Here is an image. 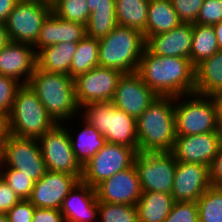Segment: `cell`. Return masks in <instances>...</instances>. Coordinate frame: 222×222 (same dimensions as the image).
Segmentation results:
<instances>
[{"label":"cell","mask_w":222,"mask_h":222,"mask_svg":"<svg viewBox=\"0 0 222 222\" xmlns=\"http://www.w3.org/2000/svg\"><path fill=\"white\" fill-rule=\"evenodd\" d=\"M79 181L77 176L46 170L45 175L35 182L28 200L36 208L60 210L64 198Z\"/></svg>","instance_id":"18"},{"label":"cell","mask_w":222,"mask_h":222,"mask_svg":"<svg viewBox=\"0 0 222 222\" xmlns=\"http://www.w3.org/2000/svg\"><path fill=\"white\" fill-rule=\"evenodd\" d=\"M5 139H0V166L2 165V154H3V141Z\"/></svg>","instance_id":"49"},{"label":"cell","mask_w":222,"mask_h":222,"mask_svg":"<svg viewBox=\"0 0 222 222\" xmlns=\"http://www.w3.org/2000/svg\"><path fill=\"white\" fill-rule=\"evenodd\" d=\"M32 1H38L52 6L55 0H32Z\"/></svg>","instance_id":"50"},{"label":"cell","mask_w":222,"mask_h":222,"mask_svg":"<svg viewBox=\"0 0 222 222\" xmlns=\"http://www.w3.org/2000/svg\"><path fill=\"white\" fill-rule=\"evenodd\" d=\"M171 194L159 192H142L136 207L138 222H164L174 204Z\"/></svg>","instance_id":"27"},{"label":"cell","mask_w":222,"mask_h":222,"mask_svg":"<svg viewBox=\"0 0 222 222\" xmlns=\"http://www.w3.org/2000/svg\"><path fill=\"white\" fill-rule=\"evenodd\" d=\"M134 165L138 171L142 192L171 194L177 165L171 152H138Z\"/></svg>","instance_id":"10"},{"label":"cell","mask_w":222,"mask_h":222,"mask_svg":"<svg viewBox=\"0 0 222 222\" xmlns=\"http://www.w3.org/2000/svg\"><path fill=\"white\" fill-rule=\"evenodd\" d=\"M95 190L98 201L110 204L136 205L142 195L138 171L134 164L105 179Z\"/></svg>","instance_id":"16"},{"label":"cell","mask_w":222,"mask_h":222,"mask_svg":"<svg viewBox=\"0 0 222 222\" xmlns=\"http://www.w3.org/2000/svg\"><path fill=\"white\" fill-rule=\"evenodd\" d=\"M28 85L36 92L48 114L57 124L72 119L80 112L74 79L70 75L50 73L36 67Z\"/></svg>","instance_id":"3"},{"label":"cell","mask_w":222,"mask_h":222,"mask_svg":"<svg viewBox=\"0 0 222 222\" xmlns=\"http://www.w3.org/2000/svg\"><path fill=\"white\" fill-rule=\"evenodd\" d=\"M222 21V0H204L194 24L214 25Z\"/></svg>","instance_id":"39"},{"label":"cell","mask_w":222,"mask_h":222,"mask_svg":"<svg viewBox=\"0 0 222 222\" xmlns=\"http://www.w3.org/2000/svg\"><path fill=\"white\" fill-rule=\"evenodd\" d=\"M32 222H65V220L58 209L35 208Z\"/></svg>","instance_id":"42"},{"label":"cell","mask_w":222,"mask_h":222,"mask_svg":"<svg viewBox=\"0 0 222 222\" xmlns=\"http://www.w3.org/2000/svg\"><path fill=\"white\" fill-rule=\"evenodd\" d=\"M122 74L113 68L97 66L74 78L79 107L94 102H110Z\"/></svg>","instance_id":"13"},{"label":"cell","mask_w":222,"mask_h":222,"mask_svg":"<svg viewBox=\"0 0 222 222\" xmlns=\"http://www.w3.org/2000/svg\"><path fill=\"white\" fill-rule=\"evenodd\" d=\"M174 102L175 97L158 96L136 119L138 152L172 151L176 139Z\"/></svg>","instance_id":"2"},{"label":"cell","mask_w":222,"mask_h":222,"mask_svg":"<svg viewBox=\"0 0 222 222\" xmlns=\"http://www.w3.org/2000/svg\"><path fill=\"white\" fill-rule=\"evenodd\" d=\"M67 130L59 123L38 139L42 157L47 170L74 175L81 180L83 167L76 159Z\"/></svg>","instance_id":"9"},{"label":"cell","mask_w":222,"mask_h":222,"mask_svg":"<svg viewBox=\"0 0 222 222\" xmlns=\"http://www.w3.org/2000/svg\"><path fill=\"white\" fill-rule=\"evenodd\" d=\"M35 206L28 200H20L7 213L9 222H32Z\"/></svg>","instance_id":"40"},{"label":"cell","mask_w":222,"mask_h":222,"mask_svg":"<svg viewBox=\"0 0 222 222\" xmlns=\"http://www.w3.org/2000/svg\"><path fill=\"white\" fill-rule=\"evenodd\" d=\"M192 36L193 24L182 23L169 32L150 36L146 40V49L156 56L190 59Z\"/></svg>","instance_id":"20"},{"label":"cell","mask_w":222,"mask_h":222,"mask_svg":"<svg viewBox=\"0 0 222 222\" xmlns=\"http://www.w3.org/2000/svg\"><path fill=\"white\" fill-rule=\"evenodd\" d=\"M146 49V39L140 31L117 25L106 37L99 39V66L122 73L137 72Z\"/></svg>","instance_id":"4"},{"label":"cell","mask_w":222,"mask_h":222,"mask_svg":"<svg viewBox=\"0 0 222 222\" xmlns=\"http://www.w3.org/2000/svg\"><path fill=\"white\" fill-rule=\"evenodd\" d=\"M21 199L0 176V214H6Z\"/></svg>","instance_id":"41"},{"label":"cell","mask_w":222,"mask_h":222,"mask_svg":"<svg viewBox=\"0 0 222 222\" xmlns=\"http://www.w3.org/2000/svg\"><path fill=\"white\" fill-rule=\"evenodd\" d=\"M78 42H66L41 49L36 54L37 68L50 73L70 75L71 61Z\"/></svg>","instance_id":"25"},{"label":"cell","mask_w":222,"mask_h":222,"mask_svg":"<svg viewBox=\"0 0 222 222\" xmlns=\"http://www.w3.org/2000/svg\"><path fill=\"white\" fill-rule=\"evenodd\" d=\"M182 23L173 8L171 0H150L147 14L146 40L150 36L169 32Z\"/></svg>","instance_id":"26"},{"label":"cell","mask_w":222,"mask_h":222,"mask_svg":"<svg viewBox=\"0 0 222 222\" xmlns=\"http://www.w3.org/2000/svg\"><path fill=\"white\" fill-rule=\"evenodd\" d=\"M221 146V132L176 136L171 153L179 162L199 163L210 168Z\"/></svg>","instance_id":"15"},{"label":"cell","mask_w":222,"mask_h":222,"mask_svg":"<svg viewBox=\"0 0 222 222\" xmlns=\"http://www.w3.org/2000/svg\"><path fill=\"white\" fill-rule=\"evenodd\" d=\"M137 73L157 96L178 97L195 93V67L190 59L156 56L145 49Z\"/></svg>","instance_id":"1"},{"label":"cell","mask_w":222,"mask_h":222,"mask_svg":"<svg viewBox=\"0 0 222 222\" xmlns=\"http://www.w3.org/2000/svg\"><path fill=\"white\" fill-rule=\"evenodd\" d=\"M222 92V50L195 67V93L213 96Z\"/></svg>","instance_id":"24"},{"label":"cell","mask_w":222,"mask_h":222,"mask_svg":"<svg viewBox=\"0 0 222 222\" xmlns=\"http://www.w3.org/2000/svg\"><path fill=\"white\" fill-rule=\"evenodd\" d=\"M87 0H55L52 5V12L66 21L87 25L90 10Z\"/></svg>","instance_id":"33"},{"label":"cell","mask_w":222,"mask_h":222,"mask_svg":"<svg viewBox=\"0 0 222 222\" xmlns=\"http://www.w3.org/2000/svg\"><path fill=\"white\" fill-rule=\"evenodd\" d=\"M65 222H92L98 218L96 190L81 180L64 198L61 208Z\"/></svg>","instance_id":"21"},{"label":"cell","mask_w":222,"mask_h":222,"mask_svg":"<svg viewBox=\"0 0 222 222\" xmlns=\"http://www.w3.org/2000/svg\"><path fill=\"white\" fill-rule=\"evenodd\" d=\"M10 42L6 25L3 22H0V49L6 46Z\"/></svg>","instance_id":"46"},{"label":"cell","mask_w":222,"mask_h":222,"mask_svg":"<svg viewBox=\"0 0 222 222\" xmlns=\"http://www.w3.org/2000/svg\"><path fill=\"white\" fill-rule=\"evenodd\" d=\"M0 222H9L8 216L6 214H0Z\"/></svg>","instance_id":"51"},{"label":"cell","mask_w":222,"mask_h":222,"mask_svg":"<svg viewBox=\"0 0 222 222\" xmlns=\"http://www.w3.org/2000/svg\"><path fill=\"white\" fill-rule=\"evenodd\" d=\"M212 98L216 106L218 128L219 131L222 133V92L213 95Z\"/></svg>","instance_id":"45"},{"label":"cell","mask_w":222,"mask_h":222,"mask_svg":"<svg viewBox=\"0 0 222 222\" xmlns=\"http://www.w3.org/2000/svg\"><path fill=\"white\" fill-rule=\"evenodd\" d=\"M199 222H222V187L210 186L197 200Z\"/></svg>","instance_id":"32"},{"label":"cell","mask_w":222,"mask_h":222,"mask_svg":"<svg viewBox=\"0 0 222 222\" xmlns=\"http://www.w3.org/2000/svg\"><path fill=\"white\" fill-rule=\"evenodd\" d=\"M80 109H84L83 120L94 126L107 143L138 148L136 119L115 107L112 101L94 102Z\"/></svg>","instance_id":"6"},{"label":"cell","mask_w":222,"mask_h":222,"mask_svg":"<svg viewBox=\"0 0 222 222\" xmlns=\"http://www.w3.org/2000/svg\"><path fill=\"white\" fill-rule=\"evenodd\" d=\"M210 186L209 167L177 161L171 190L174 201L197 202Z\"/></svg>","instance_id":"17"},{"label":"cell","mask_w":222,"mask_h":222,"mask_svg":"<svg viewBox=\"0 0 222 222\" xmlns=\"http://www.w3.org/2000/svg\"><path fill=\"white\" fill-rule=\"evenodd\" d=\"M2 163L35 181L40 180L47 170L38 139L17 137L9 133L3 141Z\"/></svg>","instance_id":"12"},{"label":"cell","mask_w":222,"mask_h":222,"mask_svg":"<svg viewBox=\"0 0 222 222\" xmlns=\"http://www.w3.org/2000/svg\"><path fill=\"white\" fill-rule=\"evenodd\" d=\"M22 84L17 80L0 75V112L8 116L18 88Z\"/></svg>","instance_id":"37"},{"label":"cell","mask_w":222,"mask_h":222,"mask_svg":"<svg viewBox=\"0 0 222 222\" xmlns=\"http://www.w3.org/2000/svg\"><path fill=\"white\" fill-rule=\"evenodd\" d=\"M209 171L211 185L215 187H222V146L215 156Z\"/></svg>","instance_id":"43"},{"label":"cell","mask_w":222,"mask_h":222,"mask_svg":"<svg viewBox=\"0 0 222 222\" xmlns=\"http://www.w3.org/2000/svg\"><path fill=\"white\" fill-rule=\"evenodd\" d=\"M8 133L17 137L39 139L57 123L51 118L36 92L22 84L7 116Z\"/></svg>","instance_id":"5"},{"label":"cell","mask_w":222,"mask_h":222,"mask_svg":"<svg viewBox=\"0 0 222 222\" xmlns=\"http://www.w3.org/2000/svg\"><path fill=\"white\" fill-rule=\"evenodd\" d=\"M215 34L217 37V42L220 50H222V21L213 25Z\"/></svg>","instance_id":"48"},{"label":"cell","mask_w":222,"mask_h":222,"mask_svg":"<svg viewBox=\"0 0 222 222\" xmlns=\"http://www.w3.org/2000/svg\"><path fill=\"white\" fill-rule=\"evenodd\" d=\"M86 36V25L58 18L51 12L43 21L38 40L33 45L38 50L66 42H78Z\"/></svg>","instance_id":"22"},{"label":"cell","mask_w":222,"mask_h":222,"mask_svg":"<svg viewBox=\"0 0 222 222\" xmlns=\"http://www.w3.org/2000/svg\"><path fill=\"white\" fill-rule=\"evenodd\" d=\"M8 134L7 116L0 112V139H5Z\"/></svg>","instance_id":"47"},{"label":"cell","mask_w":222,"mask_h":222,"mask_svg":"<svg viewBox=\"0 0 222 222\" xmlns=\"http://www.w3.org/2000/svg\"><path fill=\"white\" fill-rule=\"evenodd\" d=\"M220 48L213 25L193 23V36L190 52V62L196 67L203 60L211 57Z\"/></svg>","instance_id":"30"},{"label":"cell","mask_w":222,"mask_h":222,"mask_svg":"<svg viewBox=\"0 0 222 222\" xmlns=\"http://www.w3.org/2000/svg\"><path fill=\"white\" fill-rule=\"evenodd\" d=\"M183 23H195L204 0H171Z\"/></svg>","instance_id":"38"},{"label":"cell","mask_w":222,"mask_h":222,"mask_svg":"<svg viewBox=\"0 0 222 222\" xmlns=\"http://www.w3.org/2000/svg\"><path fill=\"white\" fill-rule=\"evenodd\" d=\"M36 67L37 58L33 45L10 41L0 49V75L28 84Z\"/></svg>","instance_id":"19"},{"label":"cell","mask_w":222,"mask_h":222,"mask_svg":"<svg viewBox=\"0 0 222 222\" xmlns=\"http://www.w3.org/2000/svg\"><path fill=\"white\" fill-rule=\"evenodd\" d=\"M187 96L191 99L187 97V101L183 100L185 95L175 97L176 103L180 101L179 104L174 105L176 136L220 132L217 124L216 106L212 96L196 93Z\"/></svg>","instance_id":"7"},{"label":"cell","mask_w":222,"mask_h":222,"mask_svg":"<svg viewBox=\"0 0 222 222\" xmlns=\"http://www.w3.org/2000/svg\"><path fill=\"white\" fill-rule=\"evenodd\" d=\"M90 17L86 25V36L101 39L118 25L115 0H87Z\"/></svg>","instance_id":"23"},{"label":"cell","mask_w":222,"mask_h":222,"mask_svg":"<svg viewBox=\"0 0 222 222\" xmlns=\"http://www.w3.org/2000/svg\"><path fill=\"white\" fill-rule=\"evenodd\" d=\"M99 66V39L85 36L78 41L77 50L71 61L70 76L78 75Z\"/></svg>","instance_id":"31"},{"label":"cell","mask_w":222,"mask_h":222,"mask_svg":"<svg viewBox=\"0 0 222 222\" xmlns=\"http://www.w3.org/2000/svg\"><path fill=\"white\" fill-rule=\"evenodd\" d=\"M137 153L138 148L106 143L84 165L81 181L95 188L115 173L130 168L134 164Z\"/></svg>","instance_id":"8"},{"label":"cell","mask_w":222,"mask_h":222,"mask_svg":"<svg viewBox=\"0 0 222 222\" xmlns=\"http://www.w3.org/2000/svg\"><path fill=\"white\" fill-rule=\"evenodd\" d=\"M52 12V6L32 0H18L5 22L10 41L34 45L43 21Z\"/></svg>","instance_id":"11"},{"label":"cell","mask_w":222,"mask_h":222,"mask_svg":"<svg viewBox=\"0 0 222 222\" xmlns=\"http://www.w3.org/2000/svg\"><path fill=\"white\" fill-rule=\"evenodd\" d=\"M2 167H5L6 169L4 170ZM0 169L2 170H0V176L16 193V195L21 200L29 199L36 181L19 170H15L4 165H1Z\"/></svg>","instance_id":"35"},{"label":"cell","mask_w":222,"mask_h":222,"mask_svg":"<svg viewBox=\"0 0 222 222\" xmlns=\"http://www.w3.org/2000/svg\"><path fill=\"white\" fill-rule=\"evenodd\" d=\"M157 97L138 73L133 72L121 75L111 101L115 107L137 119Z\"/></svg>","instance_id":"14"},{"label":"cell","mask_w":222,"mask_h":222,"mask_svg":"<svg viewBox=\"0 0 222 222\" xmlns=\"http://www.w3.org/2000/svg\"><path fill=\"white\" fill-rule=\"evenodd\" d=\"M98 213L97 221L99 220V222H138L136 205L98 201Z\"/></svg>","instance_id":"34"},{"label":"cell","mask_w":222,"mask_h":222,"mask_svg":"<svg viewBox=\"0 0 222 222\" xmlns=\"http://www.w3.org/2000/svg\"><path fill=\"white\" fill-rule=\"evenodd\" d=\"M70 142L73 152L79 164L84 165L94 156L107 142L106 138L99 133L94 126L84 121L83 129L74 139V135L70 134ZM76 140V141H75Z\"/></svg>","instance_id":"29"},{"label":"cell","mask_w":222,"mask_h":222,"mask_svg":"<svg viewBox=\"0 0 222 222\" xmlns=\"http://www.w3.org/2000/svg\"><path fill=\"white\" fill-rule=\"evenodd\" d=\"M18 0H0V22L5 23Z\"/></svg>","instance_id":"44"},{"label":"cell","mask_w":222,"mask_h":222,"mask_svg":"<svg viewBox=\"0 0 222 222\" xmlns=\"http://www.w3.org/2000/svg\"><path fill=\"white\" fill-rule=\"evenodd\" d=\"M164 222H199L197 202L175 201Z\"/></svg>","instance_id":"36"},{"label":"cell","mask_w":222,"mask_h":222,"mask_svg":"<svg viewBox=\"0 0 222 222\" xmlns=\"http://www.w3.org/2000/svg\"><path fill=\"white\" fill-rule=\"evenodd\" d=\"M149 1L150 0H115L117 24L140 31L146 39Z\"/></svg>","instance_id":"28"}]
</instances>
